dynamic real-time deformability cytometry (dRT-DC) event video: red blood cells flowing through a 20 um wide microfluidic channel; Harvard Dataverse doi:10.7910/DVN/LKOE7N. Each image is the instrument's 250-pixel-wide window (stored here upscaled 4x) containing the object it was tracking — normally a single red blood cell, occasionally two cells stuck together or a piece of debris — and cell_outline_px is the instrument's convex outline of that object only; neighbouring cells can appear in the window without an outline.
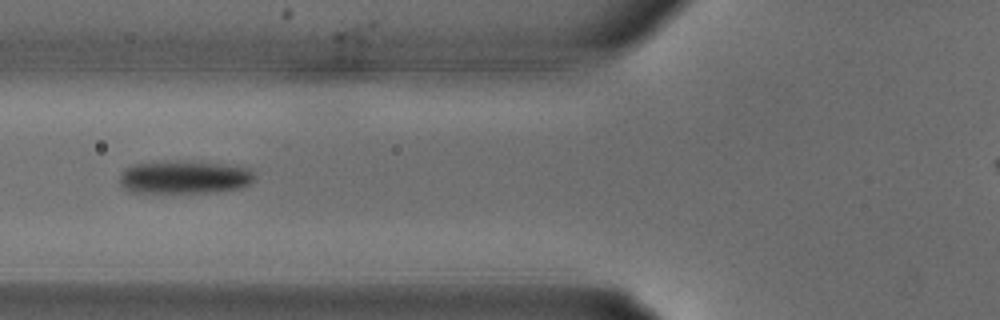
{"species": "common noctule bat (a hibernating species)", "species_latin": "Nyctalus noctula", "temperature_condition": "warm", "stored_images_in_passage": 17, "camera_frame_rate_fps": 3000, "um_per_image_px": 0.085, "animal": {"sex": "male", "body_mass_g": 18.8}, "frame": {"image": 1, "passage_image": 12, "time_ms": 3.667, "image_size_px": [1000, 320], "cell_outline_px": [[256, 176], [248, 184], [240, 188], [220, 192], [128, 192], [120, 184], [120, 172], [124, 168], [132, 164], [176, 160], [200, 160], [252, 168]], "centroid_in_image_um": [15.7, 15.03], "position_along_channel_um": 110.1, "area_um2": 26.76}}
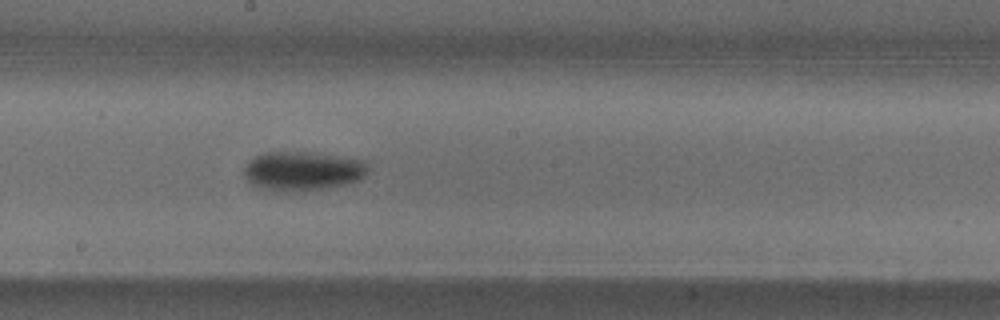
{"frame": {"image": 2, "passage_image": 17, "time_ms": 5.333, "image_size_px": [1000, 320], "cell_outline_px": [[368, 172], [360, 180], [328, 188], [304, 192], [276, 192], [260, 188], [252, 184], [244, 176], [244, 168], [248, 160], [264, 152], [308, 152], [368, 160]], "centroid_in_image_um": [25.73, 14.55], "position_along_channel_um": 222.5, "area_um2": 28.9}}